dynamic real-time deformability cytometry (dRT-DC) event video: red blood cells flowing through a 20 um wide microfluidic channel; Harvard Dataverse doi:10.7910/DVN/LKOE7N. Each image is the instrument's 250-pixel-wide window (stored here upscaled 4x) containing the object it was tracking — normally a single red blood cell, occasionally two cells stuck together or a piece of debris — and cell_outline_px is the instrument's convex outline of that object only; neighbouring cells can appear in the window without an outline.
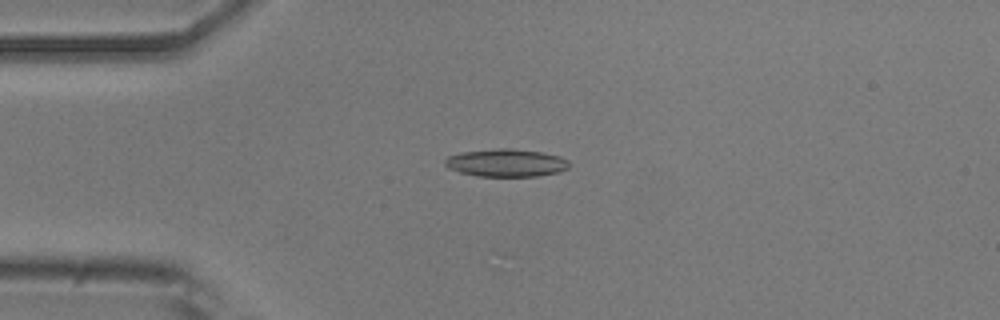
{"species": "common noctule bat (a hibernating species)", "species_latin": "Nyctalus noctula", "temperature_condition": "room temperature", "stored_images_in_passage": 23, "camera_frame_rate_fps": 3000, "um_per_image_px": 0.085, "animal": {"sex": "male", "body_mass_g": 20.5, "forearm_length_mm": 52.5}, "frame": {"image": 1, "passage_image": 13, "time_ms": 4.0, "image_size_px": [1000, 320], "cell_outline_px": [[572, 164], [568, 168], [560, 172], [536, 176], [476, 176], [460, 172], [448, 168], [444, 164], [444, 160], [448, 156], [460, 152], [500, 148], [508, 148], [540, 152], [560, 156], [568, 160]], "centroid_in_image_um": [43.03, 13.84], "position_along_channel_um": 42.0, "area_um2": 20.17}}
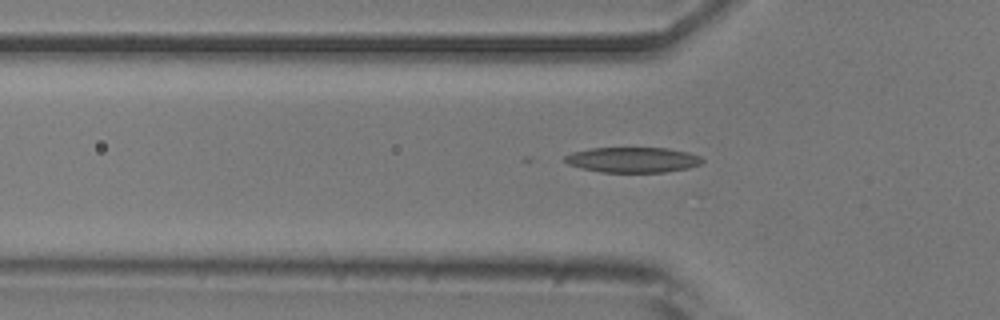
{"frame": {"image": 2, "passage_image": 17, "time_ms": 5.333, "image_size_px": [1000, 320], "cell_outline_px": [[704, 160], [700, 164], [688, 168], [664, 172], [600, 172], [568, 164], [564, 160], [564, 156], [572, 152], [592, 148], [668, 148], [688, 152], [700, 156]], "centroid_in_image_um": [53.8, 13.58], "position_along_channel_um": 72.0, "area_um2": 20.17}}
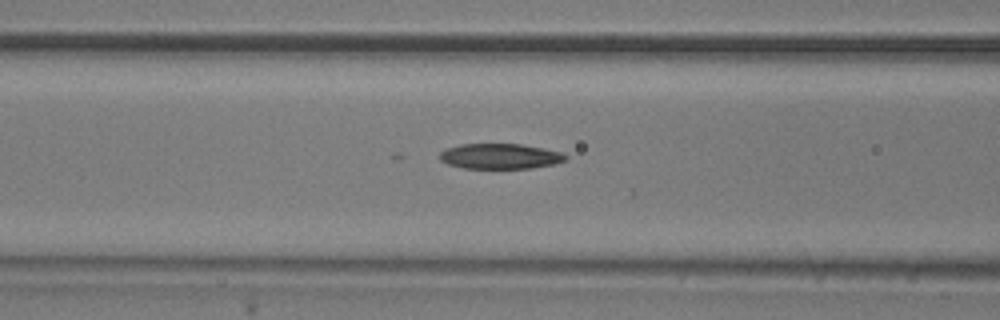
{"frame": {"image": 3, "passage_image": 21, "time_ms": 6.667, "image_size_px": [1000, 320], "cell_outline_px": [[568, 160], [556, 164], [532, 168], [464, 168], [448, 164], [440, 160], [440, 152], [448, 148], [460, 144], [520, 144], [544, 148], [560, 152], [568, 156]], "centroid_in_image_um": [42.55, 13.28], "position_along_channel_um": 124.0, "area_um2": 18.61}}